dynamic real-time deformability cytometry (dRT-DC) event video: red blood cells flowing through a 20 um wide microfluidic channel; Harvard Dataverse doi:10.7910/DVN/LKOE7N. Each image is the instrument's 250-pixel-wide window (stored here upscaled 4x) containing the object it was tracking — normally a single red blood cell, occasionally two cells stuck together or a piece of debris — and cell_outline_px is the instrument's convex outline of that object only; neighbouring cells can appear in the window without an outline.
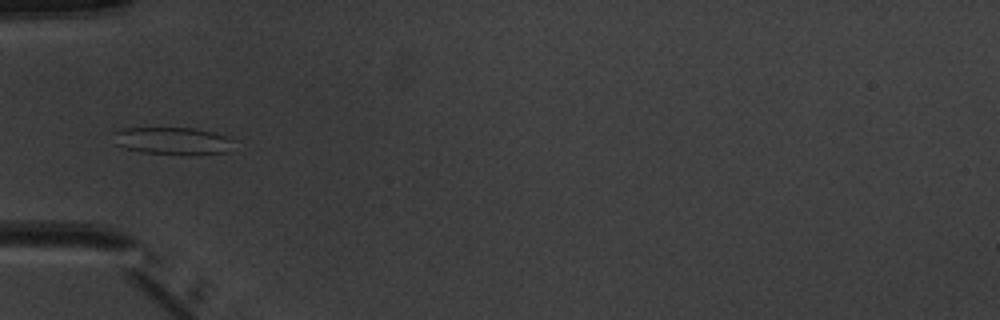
{"species": "common noctule bat (a hibernating species)", "species_latin": "Nyctalus noctula", "temperature_condition": "warm", "stored_images_in_passage": 2, "camera_frame_rate_fps": 3000, "um_per_image_px": 0.085, "animal": {"sex": "male", "body_mass_g": 20.1, "forearm_length_mm": 53.5}, "frame": {"image": 1, "passage_image": 1, "time_ms": 0.0, "image_size_px": [1000, 320], "cell_outline_px": [[232, 140], [228, 152], [192, 156], [180, 156], [140, 152], [124, 148], [112, 144], [112, 132], [120, 128], [196, 128], [212, 132], [224, 136]], "centroid_in_image_um": [14.57, 12.0], "position_along_channel_um": 70.4, "area_um2": 19.88}}
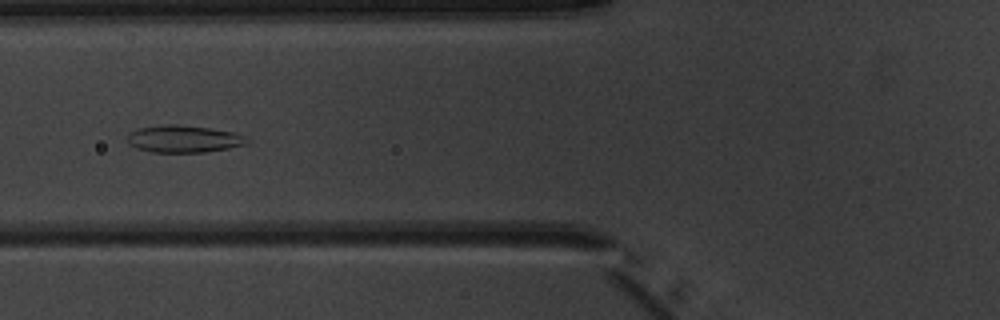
{"frame": {"image": 2, "passage_image": 2, "time_ms": 1.0, "image_size_px": [1000, 320], "cell_outline_px": [[248, 140], [244, 144], [228, 148], [204, 152], [152, 152], [136, 148], [128, 144], [128, 132], [136, 128], [164, 124], [176, 124], [208, 128], [236, 132], [244, 136]], "centroid_in_image_um": [15.55, 11.8], "position_along_channel_um": 110.2, "area_um2": 18.96}}